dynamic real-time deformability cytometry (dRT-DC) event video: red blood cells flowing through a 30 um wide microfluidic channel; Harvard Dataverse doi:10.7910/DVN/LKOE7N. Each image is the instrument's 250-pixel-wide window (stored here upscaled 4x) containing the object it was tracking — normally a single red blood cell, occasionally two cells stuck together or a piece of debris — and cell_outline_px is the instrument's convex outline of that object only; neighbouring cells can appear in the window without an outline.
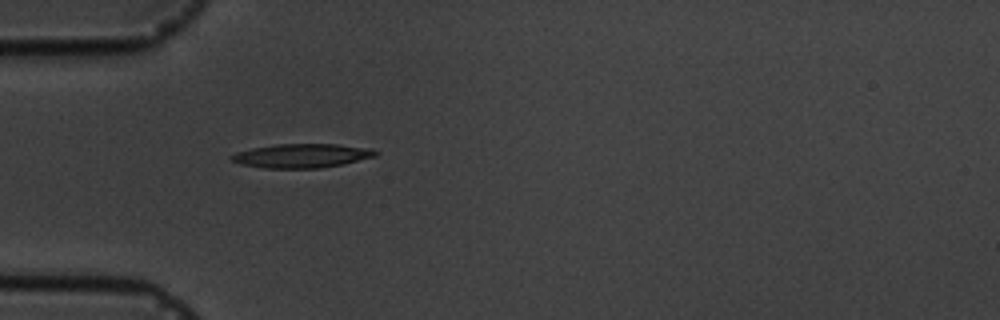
{"species": "common noctule bat (a hibernating species)", "species_latin": "Nyctalus noctula", "temperature_condition": "cold", "stored_images_in_passage": 5, "camera_frame_rate_fps": 3000, "um_per_image_px": 0.085, "animal": {"sex": "male", "body_mass_g": 19.5, "forearm_length_mm": 54.6}, "frame": {"image": 1, "passage_image": 5, "time_ms": 4.667, "image_size_px": [1000, 320], "cell_outline_px": [[380, 152], [376, 156], [344, 164], [320, 168], [264, 168], [240, 164], [232, 160], [228, 156], [236, 152], [252, 148], [276, 144], [336, 144], [372, 148]], "centroid_in_image_um": [25.67, 13.23], "position_along_channel_um": 59.3, "area_um2": 20.29}}